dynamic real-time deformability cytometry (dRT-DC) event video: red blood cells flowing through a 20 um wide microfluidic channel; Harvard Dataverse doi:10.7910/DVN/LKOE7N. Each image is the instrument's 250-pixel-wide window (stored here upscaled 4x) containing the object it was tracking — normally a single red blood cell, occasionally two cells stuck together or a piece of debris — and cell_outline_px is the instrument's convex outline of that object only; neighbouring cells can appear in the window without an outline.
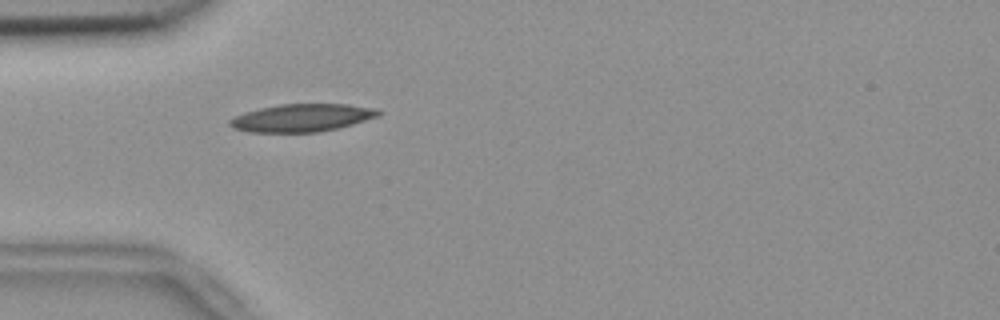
{"species": "common noctule bat (a hibernating species)", "species_latin": "Nyctalus noctula", "temperature_condition": "room temperature", "stored_images_in_passage": 54, "camera_frame_rate_fps": 3000, "um_per_image_px": 0.085, "animal": {"sex": "female", "body_mass_g": 18.4}, "frame": {"image": 1, "passage_image": 16, "time_ms": 5.0, "image_size_px": [1000, 320], "cell_outline_px": [[384, 112], [380, 116], [352, 124], [320, 132], [248, 132], [232, 128], [228, 124], [228, 120], [244, 112], [260, 108], [280, 104], [348, 104], [380, 108]], "centroid_in_image_um": [25.7, 10.01], "position_along_channel_um": 59.3, "area_um2": 24.28}}
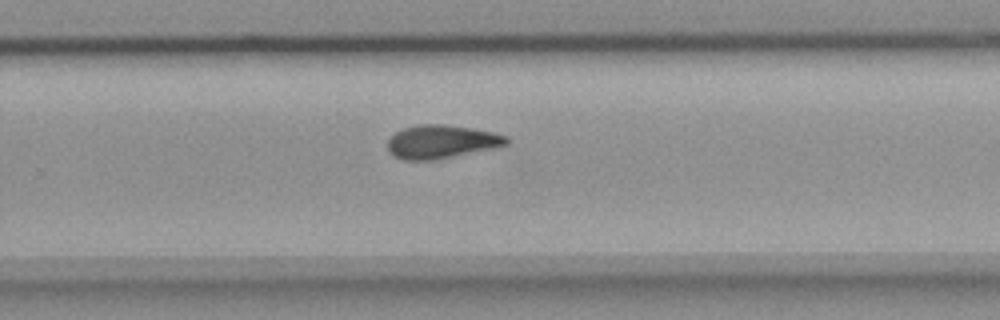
{"frame": {"image": 2, "passage_image": 35, "time_ms": 11.333, "image_size_px": [1000, 320], "cell_outline_px": [[508, 144], [500, 148], [432, 160], [404, 160], [396, 156], [388, 148], [388, 140], [396, 132], [404, 128], [420, 124], [444, 124], [492, 132], [508, 136]], "centroid_in_image_um": [37.58, 12.05], "position_along_channel_um": 292.2, "area_um2": 23.06}}
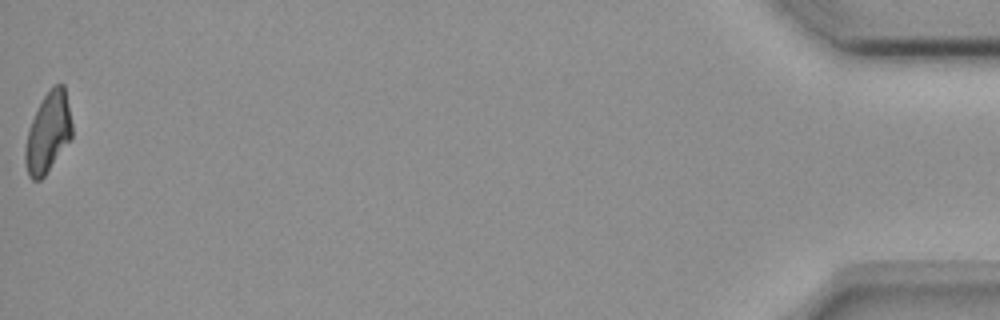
{"frame": {"image": 3, "passage_image": 54, "time_ms": 17.667, "image_size_px": [1000, 320], "cell_outline_px": [[72, 136], [44, 176], [40, 180], [32, 180], [28, 176], [24, 160], [24, 148], [28, 128], [44, 96], [56, 84], [64, 84], [72, 124]], "centroid_in_image_um": [4.06, 11.3], "position_along_channel_um": 431.1, "area_um2": 21.5}, "authors_computed_cell_mechanics": {"area_um2": 22.7732, "velocity_mm_per_s": 3.7378, "shape_relaxation_time_tau1_ms": 8.0445, "shape_relaxation_time_tau2_ms": null, "deformation_change_tau1": 0.1862, "deformation_change_tau2": null}}